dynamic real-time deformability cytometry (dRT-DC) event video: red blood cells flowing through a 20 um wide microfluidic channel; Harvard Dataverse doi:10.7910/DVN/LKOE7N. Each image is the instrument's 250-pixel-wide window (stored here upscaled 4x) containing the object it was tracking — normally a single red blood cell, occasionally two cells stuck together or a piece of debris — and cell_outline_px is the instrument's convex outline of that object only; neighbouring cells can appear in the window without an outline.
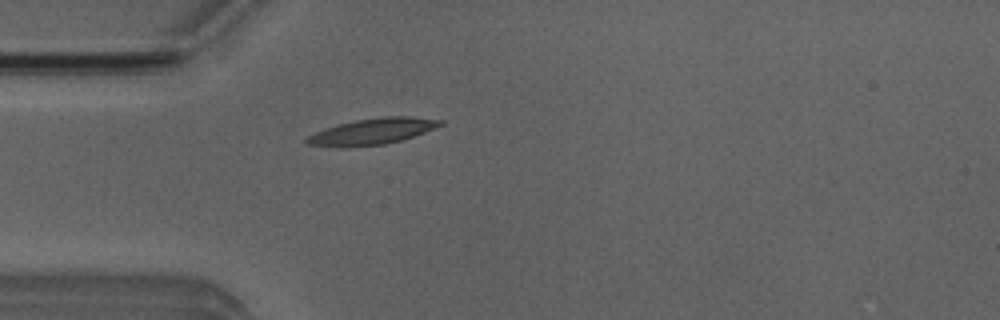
{"species": "Egyptian fruit bat (a non-hibernating species)", "species_latin": "Rousettus aegyptiacus", "temperature_condition": "room temperature", "stored_images_in_passage": 40, "camera_frame_rate_fps": 3000, "um_per_image_px": 0.085, "animal": {"sex": "male"}, "frame": {"image": 1, "passage_image": 4, "time_ms": 1.0, "image_size_px": [1000, 320], "cell_outline_px": [[444, 124], [424, 132], [400, 140], [384, 144], [308, 144], [304, 140], [308, 136], [316, 132], [340, 124], [356, 120], [384, 116], [408, 116], [444, 120]], "centroid_in_image_um": [31.8, 11.1], "position_along_channel_um": 53.2, "area_um2": 18.96}}
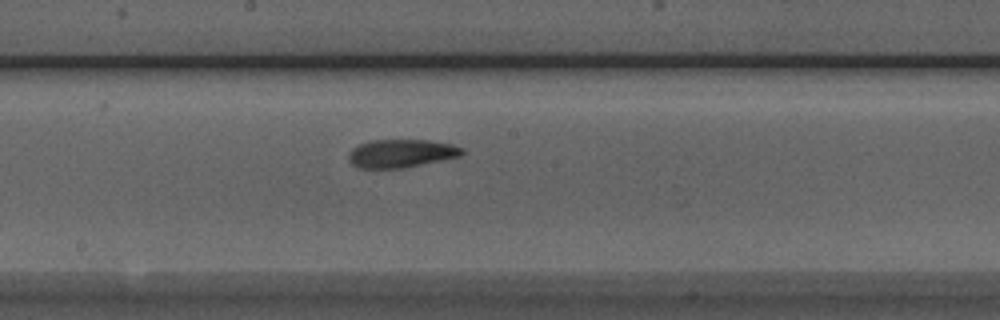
{"frame": {"image": 2, "passage_image": 17, "time_ms": 5.333, "image_size_px": [1000, 320], "cell_outline_px": [[464, 152], [460, 156], [404, 168], [356, 168], [348, 160], [348, 152], [352, 148], [368, 140], [428, 140], [452, 144], [464, 148]], "centroid_in_image_um": [34.07, 13.04], "position_along_channel_um": 214.1, "area_um2": 18.79}}
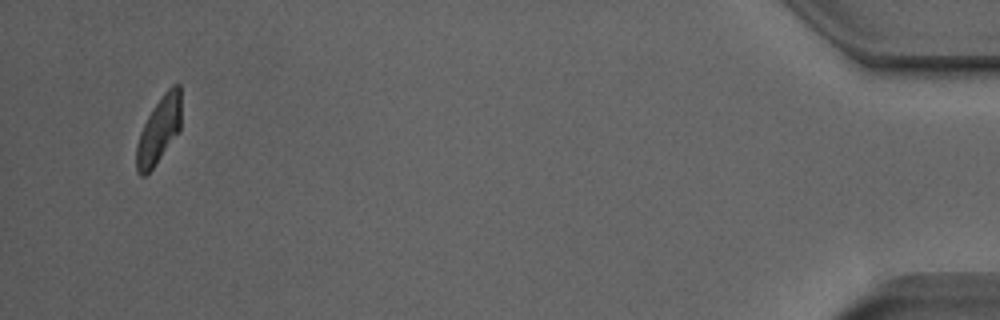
{"frame": {"image": 3, "passage_image": 40, "time_ms": 13.0, "image_size_px": [1000, 320], "cell_outline_px": [[180, 128], [152, 168], [144, 176], [140, 176], [136, 172], [136, 144], [140, 132], [148, 116], [164, 92], [172, 84], [180, 84]], "centroid_in_image_um": [13.48, 11.05], "position_along_channel_um": 421.7, "area_um2": 16.88}, "authors_computed_cell_mechanics": {"area_um2": 18.5249, "velocity_mm_per_s": 3.8431, "shape_relaxation_time_tau1_ms": 4.1836, "shape_relaxation_time_tau2_ms": 2.7834, "deformation_change_tau1": 0.177, "deformation_change_tau2": 0.0999}}